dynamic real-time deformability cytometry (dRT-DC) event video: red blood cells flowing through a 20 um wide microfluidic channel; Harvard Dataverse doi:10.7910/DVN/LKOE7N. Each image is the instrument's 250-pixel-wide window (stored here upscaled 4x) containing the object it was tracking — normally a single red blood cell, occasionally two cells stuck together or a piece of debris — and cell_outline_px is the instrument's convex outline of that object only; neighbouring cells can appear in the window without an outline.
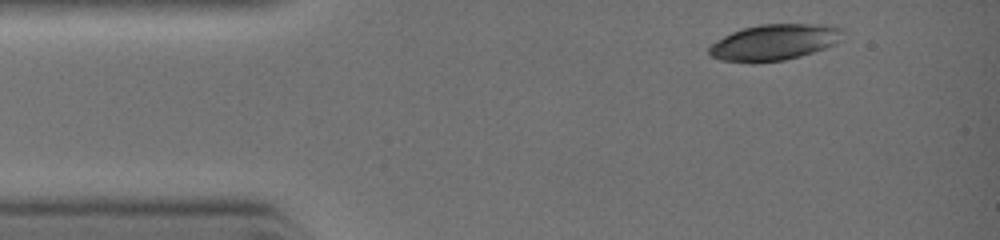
{"species": "common noctule bat (a hibernating species)", "species_latin": "Nyctalus noctula", "temperature_condition": "warm", "stored_images_in_passage": 3, "camera_frame_rate_fps": 3000, "um_per_image_px": 0.085, "animal": {"sex": "female", "body_mass_g": 19.0, "forearm_length_mm": 51.5}, "frame": {"image": 1, "passage_image": 1, "time_ms": 0.0, "image_size_px": [1000, 240], "cell_outline_px": [[844, 28], [840, 40], [836, 44], [800, 56], [784, 60], [752, 64], [720, 60], [712, 56], [708, 52], [708, 48], [716, 40], [732, 32], [744, 28], [760, 24], [836, 24]], "centroid_in_image_um": [65.83, 3.59], "position_along_channel_um": 19.2, "area_um2": 28.5}}